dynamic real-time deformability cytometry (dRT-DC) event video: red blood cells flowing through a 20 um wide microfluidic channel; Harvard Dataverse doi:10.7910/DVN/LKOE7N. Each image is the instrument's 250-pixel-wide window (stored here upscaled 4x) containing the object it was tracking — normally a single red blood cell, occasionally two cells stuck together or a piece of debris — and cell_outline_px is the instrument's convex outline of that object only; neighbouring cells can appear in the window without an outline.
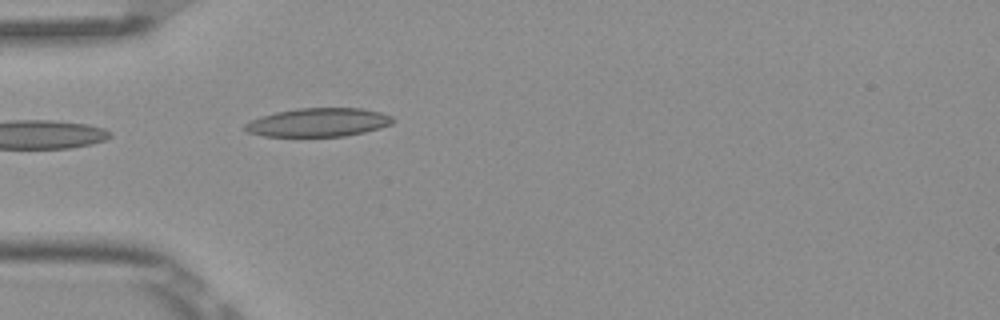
{"species": "Egyptian fruit bat (a non-hibernating species)", "species_latin": "Rousettus aegyptiacus", "temperature_condition": "room temperature", "stored_images_in_passage": 4, "camera_frame_rate_fps": 3000, "um_per_image_px": 0.085, "frame": {"image": 1, "passage_image": 4, "time_ms": 1.0, "image_size_px": [1000, 320], "cell_outline_px": [[392, 124], [380, 128], [364, 132], [344, 136], [264, 136], [248, 132], [244, 128], [244, 124], [260, 116], [276, 112], [300, 108], [360, 108], [380, 112], [392, 116]], "centroid_in_image_um": [27.05, 10.4], "position_along_channel_um": 57.9, "area_um2": 24.45}}